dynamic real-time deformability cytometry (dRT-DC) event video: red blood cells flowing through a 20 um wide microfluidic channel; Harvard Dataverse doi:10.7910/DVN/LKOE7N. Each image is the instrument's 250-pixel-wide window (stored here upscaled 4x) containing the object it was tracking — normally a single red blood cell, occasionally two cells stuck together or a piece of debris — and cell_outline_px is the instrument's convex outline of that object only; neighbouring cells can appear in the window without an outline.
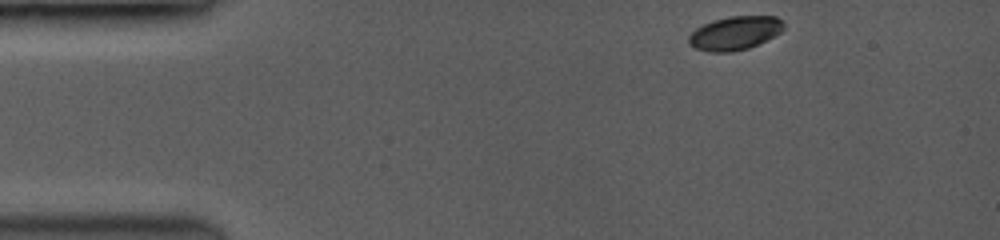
{"species": "common noctule bat (a hibernating species)", "species_latin": "Nyctalus noctula", "temperature_condition": "room temperature", "stored_images_in_passage": 10, "camera_frame_rate_fps": 3500, "um_per_image_px": 0.085, "animal": {"sex": "female", "body_mass_g": 19.0, "forearm_length_mm": 53.3}, "frame": {"image": 1, "passage_image": 1, "time_ms": 0.0, "image_size_px": [1000, 240], "cell_outline_px": [[784, 28], [780, 32], [748, 48], [728, 52], [712, 52], [696, 48], [688, 40], [688, 36], [696, 28], [712, 20], [732, 16], [776, 16], [784, 24]], "centroid_in_image_um": [62.45, 2.8], "position_along_channel_um": 22.5, "area_um2": 18.21}}
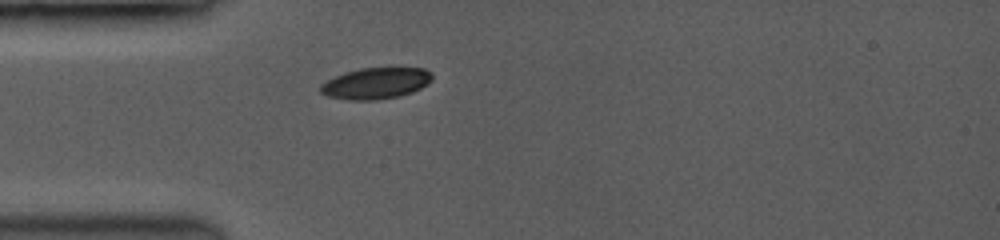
{"frame": {"image": 2, "passage_image": 8, "time_ms": 2.571, "image_size_px": [1000, 240], "cell_outline_px": [[432, 80], [420, 88], [412, 92], [396, 96], [372, 100], [348, 100], [328, 96], [320, 92], [320, 84], [336, 76], [360, 68], [424, 68], [432, 76]], "centroid_in_image_um": [31.92, 7.08], "position_along_channel_um": 53.1, "area_um2": 19.94}}